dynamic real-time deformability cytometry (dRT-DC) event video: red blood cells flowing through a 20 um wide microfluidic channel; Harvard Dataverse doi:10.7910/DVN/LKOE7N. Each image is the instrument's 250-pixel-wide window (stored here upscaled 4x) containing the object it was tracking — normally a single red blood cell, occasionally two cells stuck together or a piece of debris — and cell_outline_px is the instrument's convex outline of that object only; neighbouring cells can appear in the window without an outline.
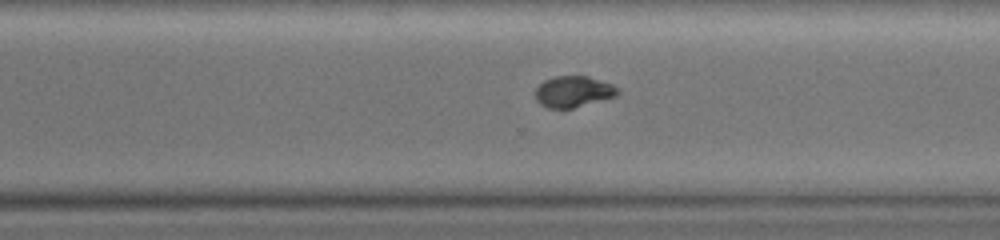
{"species": "common noctule bat (a hibernating species)", "species_latin": "Nyctalus noctula", "temperature_condition": "warm", "stored_images_in_passage": 70, "camera_frame_rate_fps": 3000, "um_per_image_px": 0.085, "animal": {"sex": "female", "body_mass_g": 19.0, "forearm_length_mm": 51.5}, "frame": {"image": 1, "passage_image": 50, "time_ms": 16.333, "image_size_px": [1000, 240], "cell_outline_px": [[620, 92], [616, 96], [572, 108], [548, 108], [540, 104], [536, 100], [536, 88], [544, 80], [556, 76], [588, 76], [612, 84], [620, 88]], "centroid_in_image_um": [48.75, 7.78], "position_along_channel_um": 321.9, "area_um2": 14.91}}
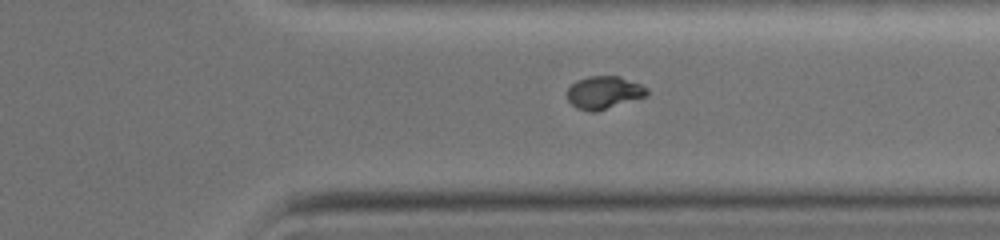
{"frame": {"image": 2, "passage_image": 54, "time_ms": 17.667, "image_size_px": [1000, 240], "cell_outline_px": [[648, 96], [596, 112], [592, 112], [576, 108], [568, 100], [568, 88], [576, 80], [588, 76], [620, 76], [640, 84], [648, 88]], "centroid_in_image_um": [51.35, 7.86], "position_along_channel_um": 360.0, "area_um2": 15.32}}
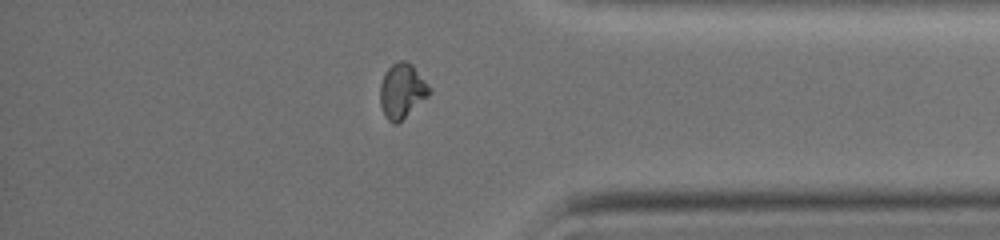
{"frame": {"image": 3, "passage_image": 59, "time_ms": 19.333, "image_size_px": [1000, 240], "cell_outline_px": [[432, 92], [428, 96], [396, 124], [392, 124], [384, 116], [380, 104], [380, 84], [384, 72], [392, 64], [400, 60], [404, 60], [412, 64], [432, 88]], "centroid_in_image_um": [34.17, 7.71], "position_along_channel_um": 401.0, "area_um2": 15.78}, "authors_computed_cell_mechanics": {"area_um2": 16.1262, "velocity_mm_per_s": 2.827, "shape_relaxation_time_tau1_ms": 6.8355, "shape_relaxation_time_tau2_ms": 9.2678, "deformation_change_tau1": 0.2152, "deformation_change_tau2": 0.0655}}